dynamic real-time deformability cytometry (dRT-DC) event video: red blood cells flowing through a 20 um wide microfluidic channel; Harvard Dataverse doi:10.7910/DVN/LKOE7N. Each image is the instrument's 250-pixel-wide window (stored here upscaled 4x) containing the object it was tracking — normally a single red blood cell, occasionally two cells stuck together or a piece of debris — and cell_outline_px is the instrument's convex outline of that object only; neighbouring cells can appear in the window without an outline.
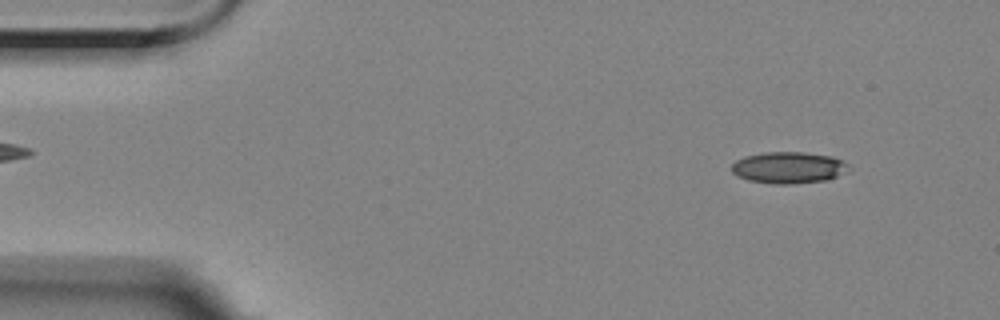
{"species": "Egyptian fruit bat (a non-hibernating species)", "species_latin": "Rousettus aegyptiacus", "temperature_condition": "room temperature", "stored_images_in_passage": 56, "camera_frame_rate_fps": 3000, "um_per_image_px": 0.085, "animal": {"sex": "female"}, "frame": {"image": 1, "passage_image": 6, "time_ms": 1.667, "image_size_px": [1000, 320], "cell_outline_px": [[852, 168], [836, 176], [824, 180], [792, 184], [776, 184], [748, 180], [736, 176], [732, 172], [732, 164], [736, 160], [744, 156], [768, 152], [804, 152], [832, 156], [844, 160]], "centroid_in_image_um": [67.03, 14.24], "position_along_channel_um": 18.0, "area_um2": 21.56}}
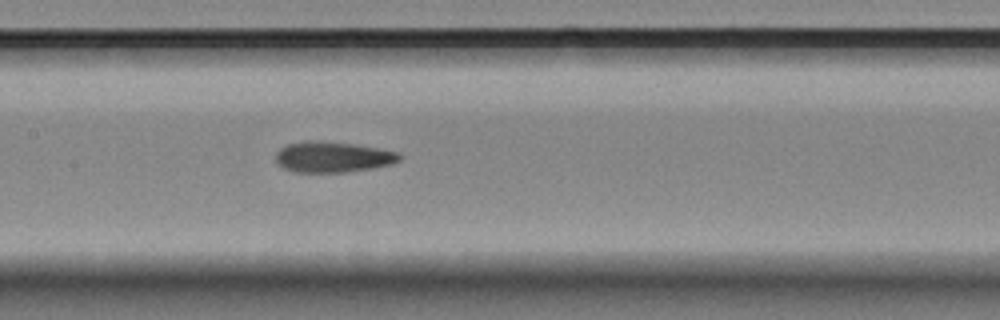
{"frame": {"image": 2, "passage_image": 27, "time_ms": 8.667, "image_size_px": [1000, 320], "cell_outline_px": [[400, 160], [392, 164], [372, 168], [344, 172], [292, 172], [276, 164], [276, 152], [280, 148], [288, 144], [308, 140], [316, 140], [352, 144], [380, 148], [400, 152]], "centroid_in_image_um": [28.27, 13.34], "position_along_channel_um": 179.1, "area_um2": 22.25}}
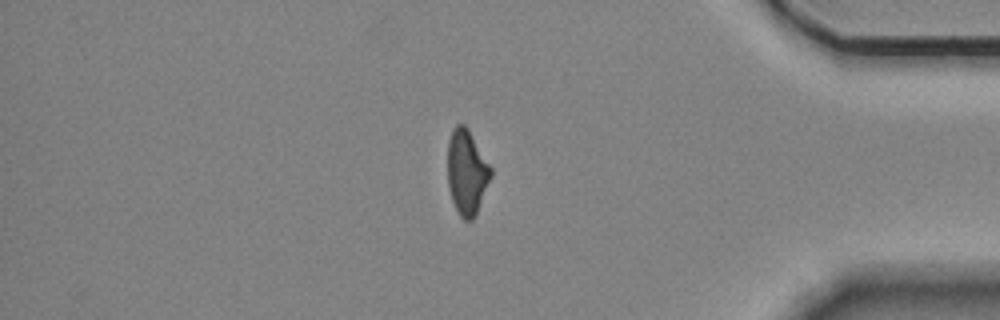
{"frame": {"image": 3, "passage_image": 48, "time_ms": 15.667, "image_size_px": [1000, 320], "cell_outline_px": [[492, 176], [476, 212], [472, 220], [464, 220], [460, 216], [452, 200], [448, 184], [448, 140], [452, 128], [456, 124], [464, 124], [468, 128], [492, 168]], "centroid_in_image_um": [39.67, 14.59], "position_along_channel_um": 395.5, "area_um2": 21.27}}